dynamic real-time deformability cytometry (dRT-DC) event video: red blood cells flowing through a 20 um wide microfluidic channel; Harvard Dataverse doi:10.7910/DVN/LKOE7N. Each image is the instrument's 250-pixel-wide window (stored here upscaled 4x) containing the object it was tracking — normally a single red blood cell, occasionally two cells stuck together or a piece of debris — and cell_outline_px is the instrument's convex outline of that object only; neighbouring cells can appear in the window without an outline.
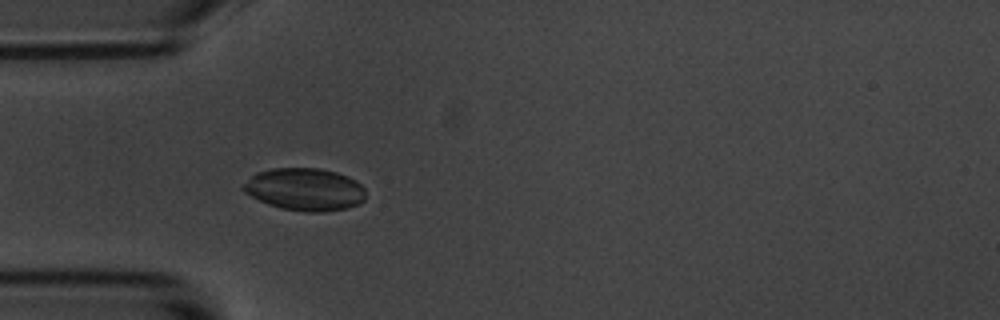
{"species": "common noctule bat (a hibernating species)", "species_latin": "Nyctalus noctula", "temperature_condition": "room temperature", "stored_images_in_passage": 5, "camera_frame_rate_fps": 3000, "um_per_image_px": 0.085, "animal": {"sex": "male", "body_mass_g": 20.1, "forearm_length_mm": 53.5}, "frame": {"image": 1, "passage_image": 5, "time_ms": 4.667, "image_size_px": [1000, 320], "cell_outline_px": [[364, 200], [360, 204], [348, 208], [324, 212], [304, 212], [280, 208], [268, 204], [244, 192], [240, 188], [256, 172], [272, 168], [320, 168], [336, 172], [348, 176], [360, 184], [364, 188]], "centroid_in_image_um": [25.92, 16.1], "position_along_channel_um": 59.1, "area_um2": 30.4}}